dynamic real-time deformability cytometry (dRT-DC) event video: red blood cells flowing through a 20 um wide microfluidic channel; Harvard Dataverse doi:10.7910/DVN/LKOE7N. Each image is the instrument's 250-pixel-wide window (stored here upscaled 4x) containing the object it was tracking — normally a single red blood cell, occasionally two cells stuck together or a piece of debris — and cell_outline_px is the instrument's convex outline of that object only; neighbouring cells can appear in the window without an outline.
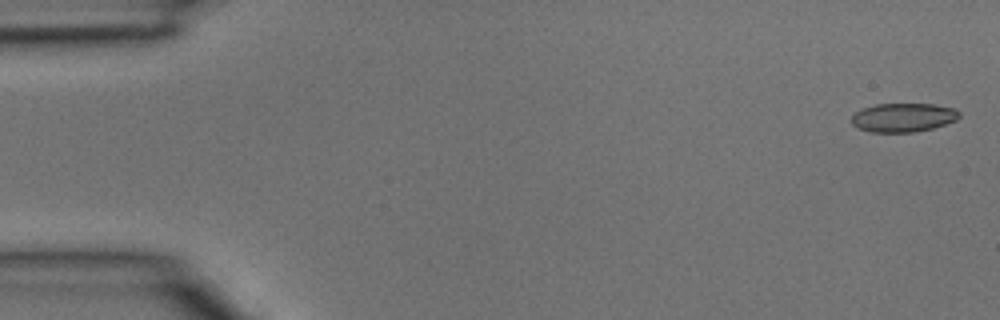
{"species": "common noctule bat (a hibernating species)", "species_latin": "Nyctalus noctula", "temperature_condition": "room temperature", "stored_images_in_passage": 4, "camera_frame_rate_fps": 3000, "um_per_image_px": 0.085, "animal": {"sex": "male", "body_mass_g": 15.6}, "frame": {"image": 1, "passage_image": 1, "time_ms": 0.0, "image_size_px": [1000, 320], "cell_outline_px": [[960, 116], [956, 120], [932, 128], [916, 132], [872, 132], [856, 128], [852, 124], [852, 116], [860, 108], [876, 104], [936, 104], [956, 108], [960, 112]], "centroid_in_image_um": [76.77, 9.98], "position_along_channel_um": 8.2, "area_um2": 18.26}}
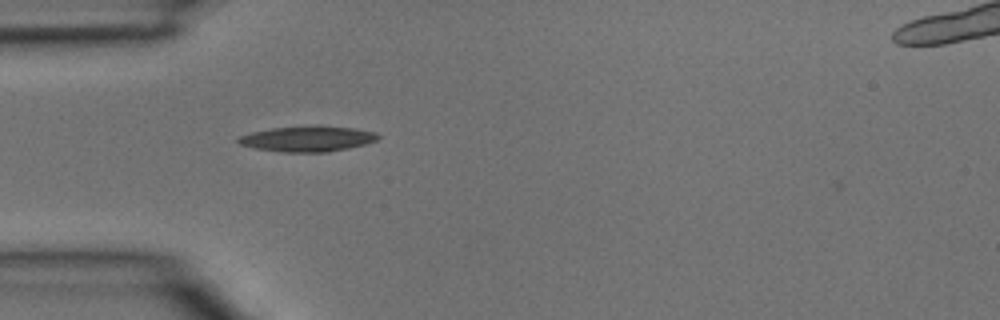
{"frame": {"image": 2, "passage_image": 4, "time_ms": 1.0, "image_size_px": [1000, 320], "cell_outline_px": [[380, 136], [376, 140], [364, 144], [348, 148], [328, 152], [280, 152], [256, 148], [240, 144], [236, 140], [240, 136], [252, 132], [272, 128], [356, 128], [376, 132]], "centroid_in_image_um": [26.13, 11.84], "position_along_channel_um": 58.9, "area_um2": 19.83}}